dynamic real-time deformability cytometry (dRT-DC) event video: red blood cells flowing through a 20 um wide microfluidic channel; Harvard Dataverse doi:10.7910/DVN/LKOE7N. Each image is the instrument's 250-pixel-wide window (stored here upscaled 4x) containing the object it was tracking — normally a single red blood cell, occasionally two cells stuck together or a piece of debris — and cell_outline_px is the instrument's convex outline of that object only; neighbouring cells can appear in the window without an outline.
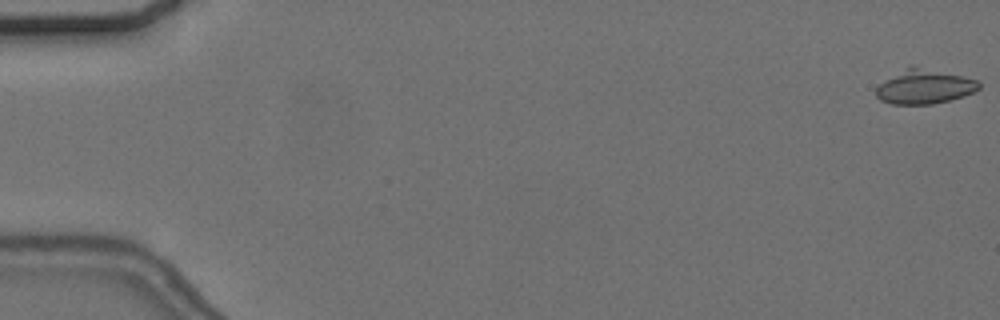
{"species": "common noctule bat (a hibernating species)", "species_latin": "Nyctalus noctula", "temperature_condition": "cold", "stored_images_in_passage": 53, "camera_frame_rate_fps": 3000, "um_per_image_px": 0.085, "animal": {"sex": "female", "body_mass_g": 24.6, "forearm_length_mm": 56.2}, "frame": {"image": 1, "passage_image": 1, "time_ms": 0.0, "image_size_px": [1000, 320], "cell_outline_px": [[980, 88], [964, 96], [932, 104], [892, 104], [880, 100], [876, 96], [876, 88], [880, 84], [908, 64], [912, 64], [976, 80], [980, 84]], "centroid_in_image_um": [78.53, 7.35], "position_along_channel_um": 6.5, "area_um2": 20.52}}
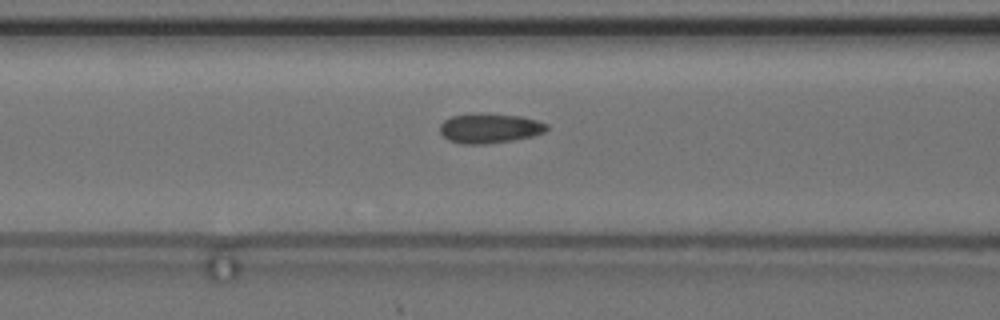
{"frame": {"image": 2, "passage_image": 24, "time_ms": 7.667, "image_size_px": [1000, 320], "cell_outline_px": [[548, 128], [544, 132], [532, 136], [512, 140], [484, 144], [460, 144], [448, 140], [440, 132], [440, 124], [444, 120], [452, 116], [472, 112], [480, 112], [520, 116], [536, 120], [548, 124]], "centroid_in_image_um": [41.58, 10.88], "position_along_channel_um": 125.0, "area_um2": 18.73}}
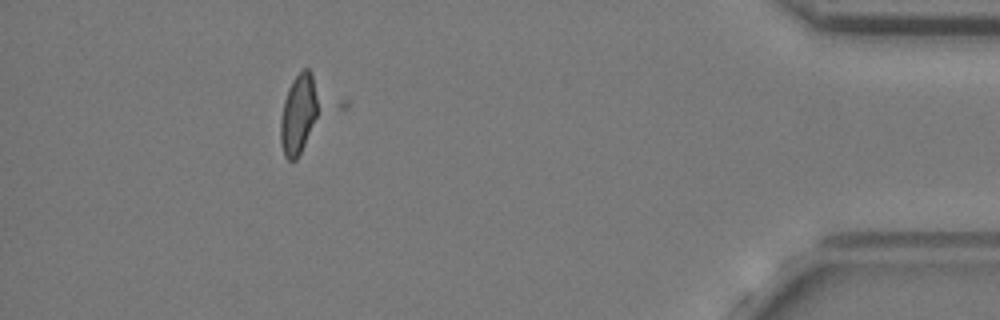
{"frame": {"image": 3, "passage_image": 52, "time_ms": 17.0, "image_size_px": [1000, 320], "cell_outline_px": [[316, 116], [304, 144], [296, 160], [288, 160], [284, 156], [280, 144], [280, 120], [284, 100], [288, 88], [292, 80], [304, 68], [308, 68], [312, 72], [316, 96]], "centroid_in_image_um": [25.31, 9.7], "position_along_channel_um": 409.9, "area_um2": 17.05}}